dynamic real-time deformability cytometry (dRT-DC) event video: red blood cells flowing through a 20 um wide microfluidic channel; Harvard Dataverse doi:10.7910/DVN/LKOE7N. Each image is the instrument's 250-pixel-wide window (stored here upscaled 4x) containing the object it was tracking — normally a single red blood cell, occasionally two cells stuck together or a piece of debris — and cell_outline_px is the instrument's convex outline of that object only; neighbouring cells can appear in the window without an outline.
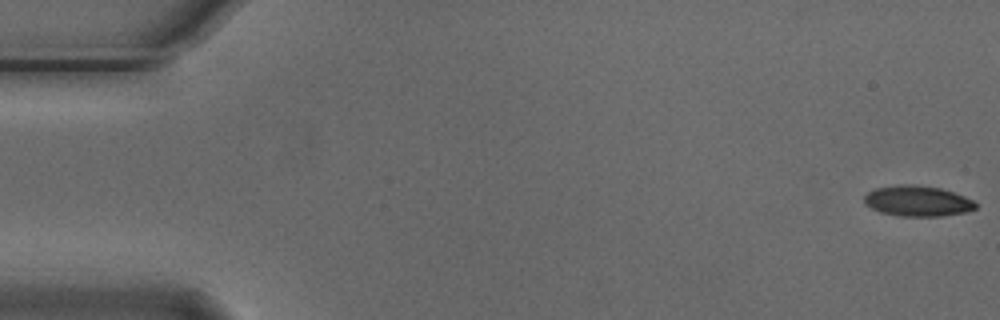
{"species": "Egyptian fruit bat (a non-hibernating species)", "species_latin": "Rousettus aegyptiacus", "temperature_condition": "cold", "stored_images_in_passage": 5, "camera_frame_rate_fps": 3000, "um_per_image_px": 0.085, "animal": {"sex": "male"}, "frame": {"image": 1, "passage_image": 1, "time_ms": 0.0, "image_size_px": [1000, 320], "cell_outline_px": [[976, 208], [964, 212], [940, 216], [900, 216], [880, 212], [864, 204], [864, 196], [868, 192], [876, 188], [900, 184], [916, 184], [940, 188], [964, 196], [972, 200], [976, 204]], "centroid_in_image_um": [77.95, 17.08], "position_along_channel_um": 7.0, "area_um2": 19.77}}
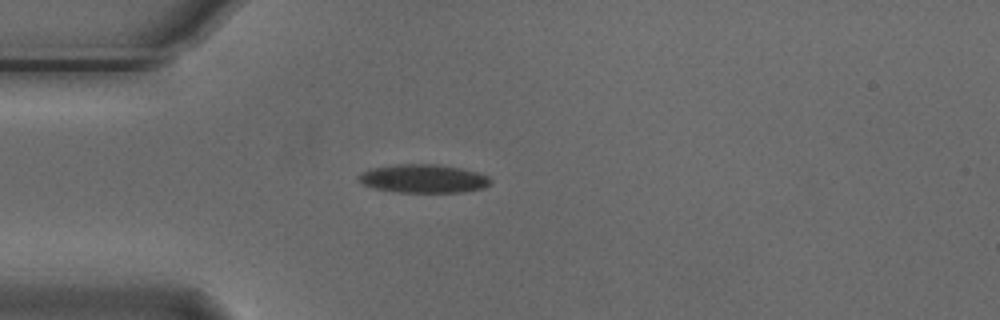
{"frame": {"image": 2, "passage_image": 5, "time_ms": 1.333, "image_size_px": [1000, 320], "cell_outline_px": [[492, 180], [484, 188], [464, 192], [396, 192], [376, 188], [364, 184], [356, 176], [372, 168], [396, 164], [432, 164], [460, 168], [476, 172], [488, 176]], "centroid_in_image_um": [36.01, 15.18], "position_along_channel_um": 49.0, "area_um2": 21.62}}